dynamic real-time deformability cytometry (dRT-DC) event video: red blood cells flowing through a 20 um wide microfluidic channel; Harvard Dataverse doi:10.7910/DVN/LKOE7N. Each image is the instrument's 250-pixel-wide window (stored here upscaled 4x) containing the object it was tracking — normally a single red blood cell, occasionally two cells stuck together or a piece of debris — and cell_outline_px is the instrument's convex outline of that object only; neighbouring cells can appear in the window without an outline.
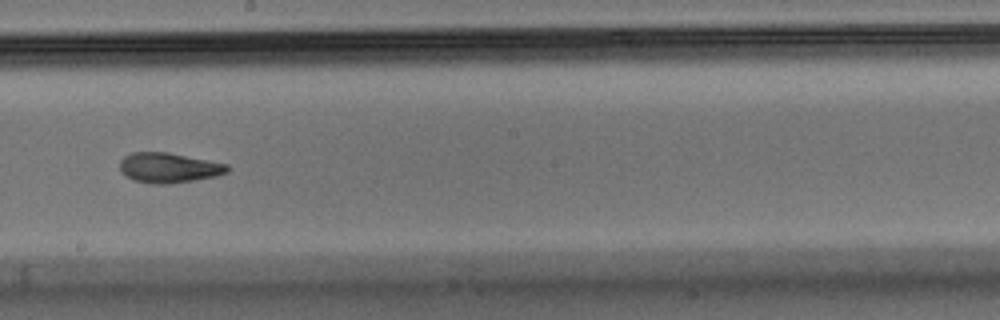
{"species": "Egyptian fruit bat (a non-hibernating species)", "species_latin": "Rousettus aegyptiacus", "temperature_condition": "warm", "stored_images_in_passage": 37, "camera_frame_rate_fps": 3000, "um_per_image_px": 0.085, "animal": {"sex": "male"}, "frame": {"image": 1, "passage_image": 16, "time_ms": 5.0, "image_size_px": [1000, 320], "cell_outline_px": [[228, 172], [216, 176], [196, 180], [168, 184], [152, 184], [132, 180], [124, 176], [120, 172], [120, 160], [124, 156], [132, 152], [168, 152], [228, 164]], "centroid_in_image_um": [14.31, 14.27], "position_along_channel_um": 233.9, "area_um2": 19.02}, "authors_computed_cell_mechanics": {"area_um2": 18.496, "velocity_mm_per_s": 3.5689, "shape_relaxation_time_tau1_ms": 7.3269, "shape_relaxation_time_tau2_ms": 2.9189, "deformation_change_tau1": 0.2102, "deformation_change_tau2": 0.0979}}